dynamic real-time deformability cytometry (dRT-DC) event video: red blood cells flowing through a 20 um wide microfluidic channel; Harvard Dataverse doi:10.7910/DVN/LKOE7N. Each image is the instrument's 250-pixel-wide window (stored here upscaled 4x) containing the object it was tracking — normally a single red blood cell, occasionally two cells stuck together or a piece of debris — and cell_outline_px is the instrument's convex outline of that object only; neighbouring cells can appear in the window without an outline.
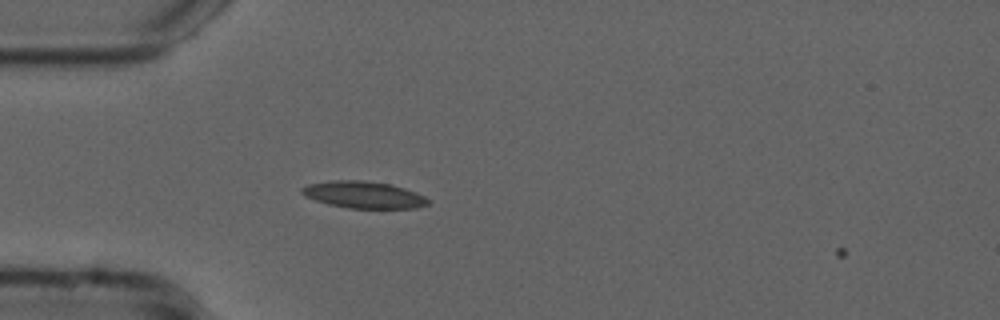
{"species": "common noctule bat (a hibernating species)", "species_latin": "Nyctalus noctula", "temperature_condition": "cold", "stored_images_in_passage": 5, "camera_frame_rate_fps": 3000, "um_per_image_px": 0.085, "animal": {"sex": "male", "forearm_length_mm": 52.5}, "frame": {"image": 1, "passage_image": 4, "time_ms": 1.0, "image_size_px": [1000, 320], "cell_outline_px": [[428, 204], [416, 208], [348, 208], [328, 204], [304, 196], [300, 192], [300, 188], [308, 184], [332, 180], [364, 180], [392, 184], [416, 192], [424, 196], [428, 200]], "centroid_in_image_um": [30.88, 16.55], "position_along_channel_um": 54.1, "area_um2": 19.83}}